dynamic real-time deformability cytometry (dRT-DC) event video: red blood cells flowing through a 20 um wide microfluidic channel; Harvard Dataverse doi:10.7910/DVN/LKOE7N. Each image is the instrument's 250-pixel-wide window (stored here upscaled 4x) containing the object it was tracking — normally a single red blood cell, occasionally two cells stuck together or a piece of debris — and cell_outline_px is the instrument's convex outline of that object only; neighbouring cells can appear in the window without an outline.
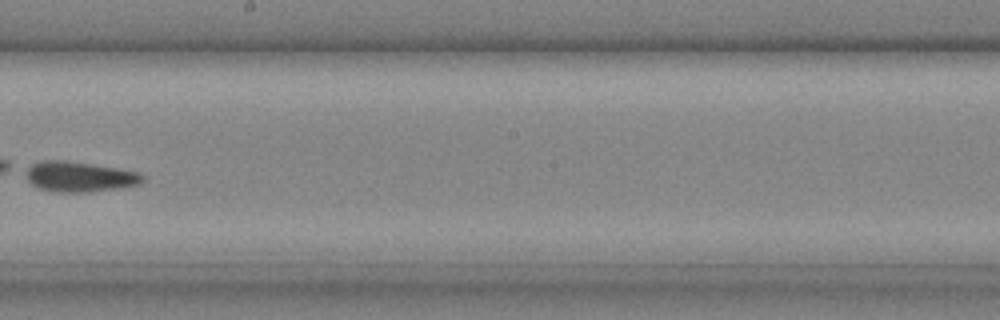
{"species": "common noctule bat (a hibernating species)", "species_latin": "Nyctalus noctula", "temperature_condition": "cold", "stored_images_in_passage": 21, "camera_frame_rate_fps": 3000, "um_per_image_px": 0.085, "animal": {"sex": "male", "body_mass_g": 20.4}, "frame": {"image": 1, "passage_image": 10, "time_ms": 3.0, "image_size_px": [1000, 320], "cell_outline_px": [[144, 180], [140, 184], [120, 188], [92, 192], [56, 192], [36, 188], [28, 180], [24, 168], [40, 160], [64, 160], [92, 164], [140, 172], [144, 176]], "centroid_in_image_um": [6.74, 15.02], "position_along_channel_um": 241.5, "area_um2": 20.87}}
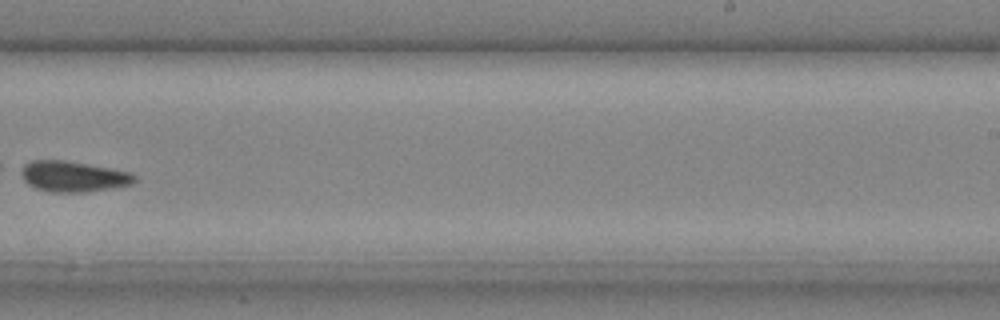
{"frame": {"image": 2, "passage_image": 12, "time_ms": 3.667, "image_size_px": [1000, 320], "cell_outline_px": [[136, 180], [132, 184], [84, 192], [48, 192], [36, 188], [28, 184], [24, 180], [20, 172], [24, 164], [32, 160], [64, 160], [112, 168], [128, 172], [136, 176]], "centroid_in_image_um": [6.19, 14.99], "position_along_channel_um": 282.8, "area_um2": 20.17}}